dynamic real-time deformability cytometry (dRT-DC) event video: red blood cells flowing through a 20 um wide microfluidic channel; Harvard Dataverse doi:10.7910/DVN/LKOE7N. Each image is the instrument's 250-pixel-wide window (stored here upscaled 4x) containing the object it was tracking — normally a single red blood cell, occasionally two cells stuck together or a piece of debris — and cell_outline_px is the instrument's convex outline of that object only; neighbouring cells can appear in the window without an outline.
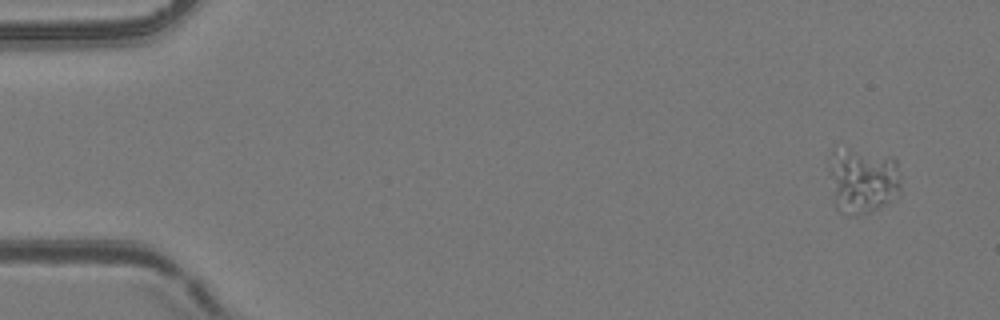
{"species": "common noctule bat (a hibernating species)", "species_latin": "Nyctalus noctula", "temperature_condition": "room temperature", "stored_images_in_passage": 6, "camera_frame_rate_fps": 3000, "um_per_image_px": 0.085, "animal": {"sex": "female", "body_mass_g": 24.6, "forearm_length_mm": 56.2}, "frame": {"image": 1, "passage_image": 1, "time_ms": 0.0, "image_size_px": [1000, 320], "cell_outline_px": [[900, 192], [884, 204], [872, 212], [856, 216], [844, 216], [836, 208], [828, 168], [828, 164], [832, 148], [892, 156], [896, 160], [900, 176]], "centroid_in_image_um": [73.3, 15.37], "position_along_channel_um": 11.7, "area_um2": 27.69}}
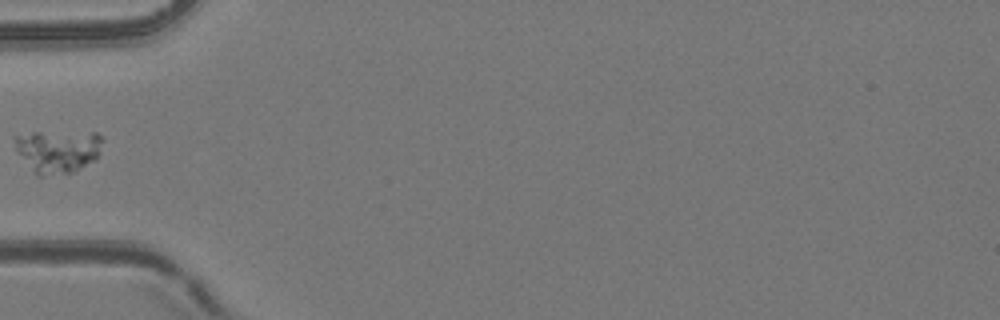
{"frame": {"image": 2, "passage_image": 5, "time_ms": 5.333, "image_size_px": [1000, 320], "cell_outline_px": [[104, 140], [100, 152], [96, 160], [72, 172], [44, 176], [36, 176], [16, 148], [12, 136], [32, 132], [96, 132], [104, 136]], "centroid_in_image_um": [4.96, 12.82], "position_along_channel_um": 80.0, "area_um2": 22.25}}